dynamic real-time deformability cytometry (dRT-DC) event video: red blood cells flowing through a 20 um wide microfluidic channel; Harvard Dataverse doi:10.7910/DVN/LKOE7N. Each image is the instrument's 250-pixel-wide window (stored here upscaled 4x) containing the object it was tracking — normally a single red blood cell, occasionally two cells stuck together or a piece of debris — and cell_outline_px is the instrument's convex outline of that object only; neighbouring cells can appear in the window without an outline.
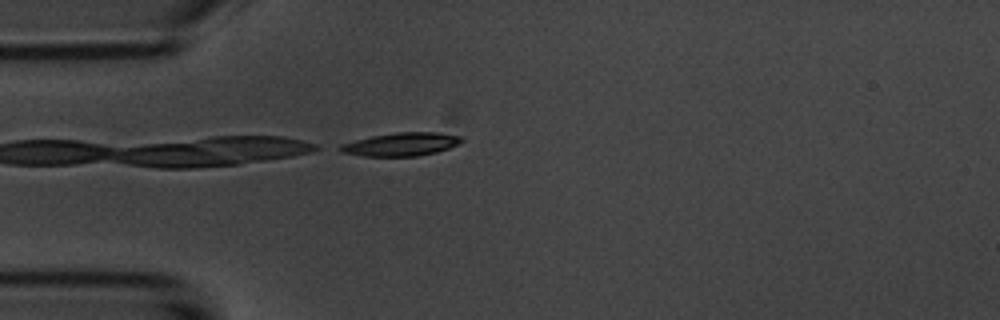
{"species": "common noctule bat (a hibernating species)", "species_latin": "Nyctalus noctula", "temperature_condition": "room temperature", "stored_images_in_passage": 6, "camera_frame_rate_fps": 3000, "um_per_image_px": 0.085, "animal": {"sex": "male", "body_mass_g": 20.1, "forearm_length_mm": 53.5}, "frame": {"image": 1, "passage_image": 5, "time_ms": 4.667, "image_size_px": [1000, 320], "cell_outline_px": [[464, 140], [460, 144], [436, 152], [416, 156], [364, 156], [340, 152], [332, 148], [340, 144], [372, 136], [396, 132], [436, 132], [460, 136]], "centroid_in_image_um": [34.04, 12.26], "position_along_channel_um": 51.0, "area_um2": 16.59}}